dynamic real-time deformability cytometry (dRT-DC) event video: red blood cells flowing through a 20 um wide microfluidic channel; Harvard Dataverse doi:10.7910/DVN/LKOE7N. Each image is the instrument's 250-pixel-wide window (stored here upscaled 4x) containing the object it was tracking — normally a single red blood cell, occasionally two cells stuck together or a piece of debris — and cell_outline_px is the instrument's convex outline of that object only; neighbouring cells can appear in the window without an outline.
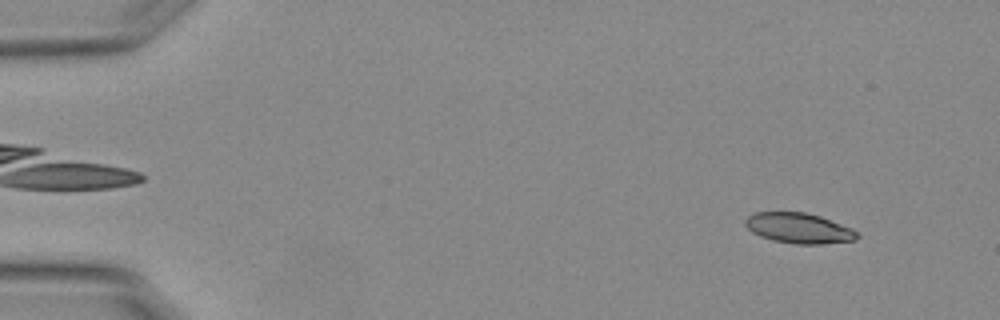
{"species": "Egyptian fruit bat (a non-hibernating species)", "species_latin": "Rousettus aegyptiacus", "temperature_condition": "warm", "stored_images_in_passage": 55, "camera_frame_rate_fps": 3000, "um_per_image_px": 0.085, "animal": {"sex": "female"}, "frame": {"image": 1, "passage_image": 5, "time_ms": 1.333, "image_size_px": [1000, 320], "cell_outline_px": [[860, 236], [856, 240], [820, 244], [796, 244], [772, 240], [760, 236], [752, 232], [744, 224], [744, 220], [748, 216], [756, 212], [804, 212], [820, 216], [852, 228], [860, 232]], "centroid_in_image_um": [67.92, 19.39], "position_along_channel_um": 17.1, "area_um2": 19.88}}
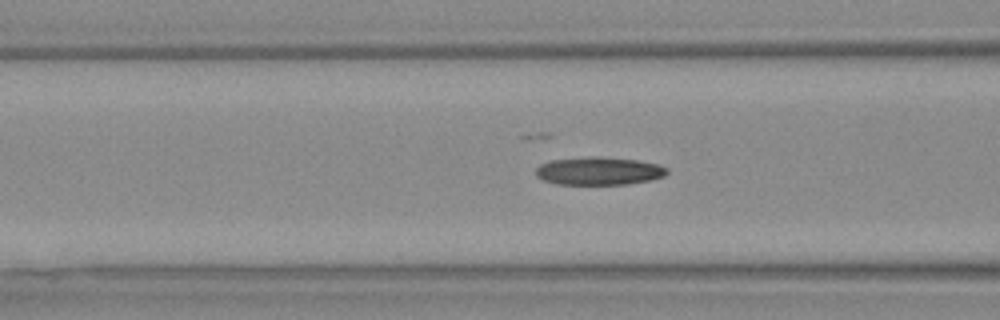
{"frame": {"image": 2, "passage_image": 22, "time_ms": 7.0, "image_size_px": [1000, 320], "cell_outline_px": [[668, 172], [664, 176], [652, 180], [628, 184], [556, 184], [544, 180], [536, 176], [536, 168], [540, 164], [552, 160], [596, 156], [636, 160], [660, 164], [668, 168]], "centroid_in_image_um": [50.94, 14.54], "position_along_channel_um": 115.7, "area_um2": 21.39}}
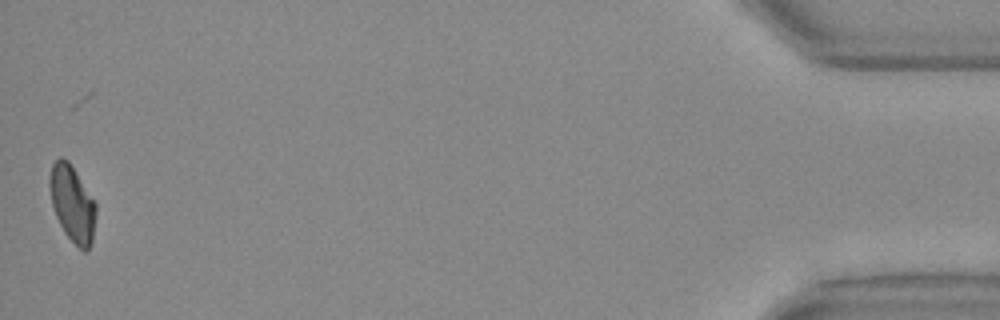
{"frame": {"image": 3, "passage_image": 54, "time_ms": 17.667, "image_size_px": [1000, 320], "cell_outline_px": [[96, 212], [92, 240], [88, 252], [84, 252], [64, 232], [56, 216], [52, 204], [48, 184], [48, 180], [52, 164], [60, 156], [68, 160], [96, 204]], "centroid_in_image_um": [6.13, 17.3], "position_along_channel_um": 429.1, "area_um2": 20.35}, "authors_computed_cell_mechanics": {"area_um2": 20.8658, "velocity_mm_per_s": 3.7876, "shape_relaxation_time_tau1_ms": null, "shape_relaxation_time_tau2_ms": 3.1065, "deformation_change_tau1": null, "deformation_change_tau2": 0.0918}}